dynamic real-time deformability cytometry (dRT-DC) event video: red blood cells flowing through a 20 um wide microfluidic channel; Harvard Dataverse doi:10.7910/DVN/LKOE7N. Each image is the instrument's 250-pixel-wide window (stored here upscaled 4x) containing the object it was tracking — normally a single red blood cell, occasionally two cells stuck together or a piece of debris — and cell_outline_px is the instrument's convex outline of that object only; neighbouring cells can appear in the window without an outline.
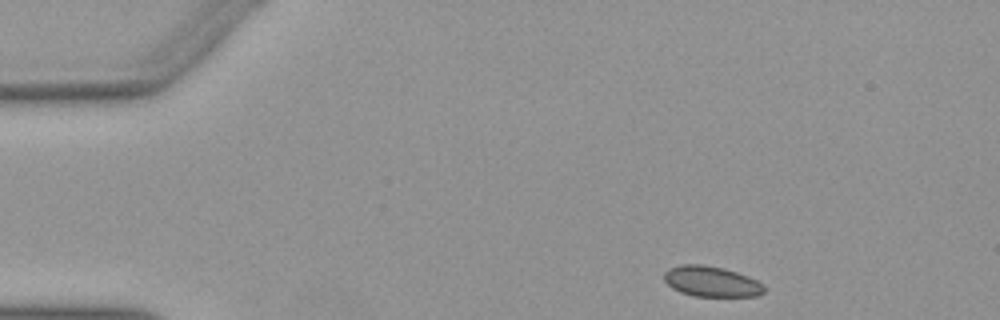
{"species": "Egyptian fruit bat (a non-hibernating species)", "species_latin": "Rousettus aegyptiacus", "temperature_condition": "warm", "stored_images_in_passage": 38, "camera_frame_rate_fps": 3000, "um_per_image_px": 0.085, "animal": {"sex": "female"}, "frame": {"image": 1, "passage_image": 1, "time_ms": 0.0, "image_size_px": [1000, 320], "cell_outline_px": [[764, 292], [756, 296], [692, 296], [680, 292], [672, 288], [664, 280], [664, 272], [668, 268], [680, 264], [700, 264], [720, 268], [736, 272], [748, 276], [764, 284]], "centroid_in_image_um": [60.44, 23.93], "position_along_channel_um": 24.6, "area_um2": 17.74}}
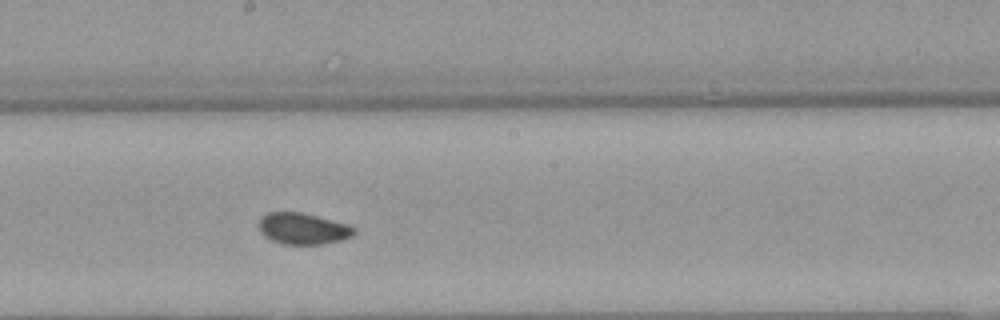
{"frame": {"image": 2, "passage_image": 22, "time_ms": 7.0, "image_size_px": [1000, 320], "cell_outline_px": [[356, 232], [352, 236], [340, 240], [320, 244], [284, 244], [272, 240], [264, 236], [260, 232], [260, 220], [268, 212], [300, 212], [348, 224], [356, 228]], "centroid_in_image_um": [25.77, 19.43], "position_along_channel_um": 222.4, "area_um2": 17.17}}
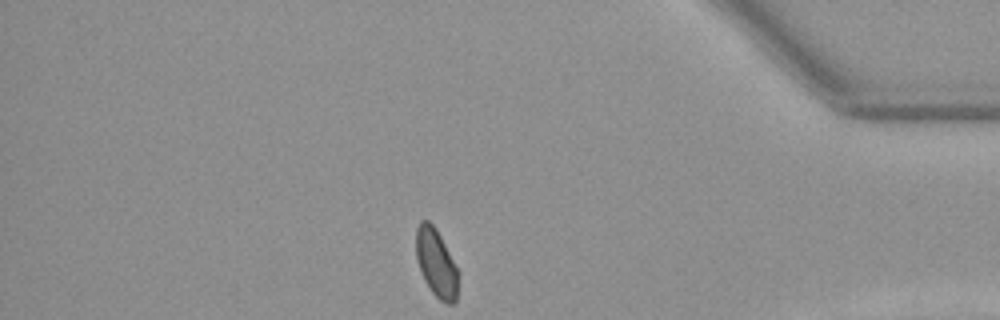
{"frame": {"image": 3, "passage_image": 38, "time_ms": 12.333, "image_size_px": [1000, 320], "cell_outline_px": [[460, 272], [456, 300], [452, 304], [448, 304], [440, 300], [432, 292], [424, 280], [420, 272], [416, 256], [416, 228], [420, 220], [428, 220], [436, 228]], "centroid_in_image_um": [37.09, 22.36], "position_along_channel_um": 398.1, "area_um2": 16.99}}